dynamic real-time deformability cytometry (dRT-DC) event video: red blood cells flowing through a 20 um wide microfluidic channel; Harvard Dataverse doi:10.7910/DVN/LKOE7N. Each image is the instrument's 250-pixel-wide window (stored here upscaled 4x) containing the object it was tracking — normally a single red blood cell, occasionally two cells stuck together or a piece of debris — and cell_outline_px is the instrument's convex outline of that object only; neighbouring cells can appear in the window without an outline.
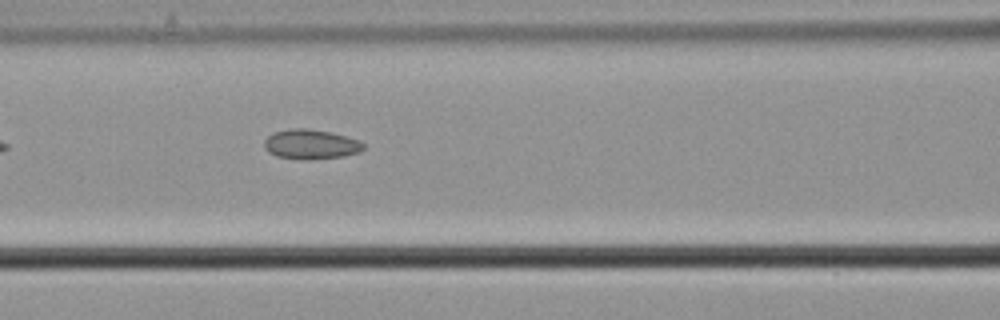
{"species": "common noctule bat (a hibernating species)", "species_latin": "Nyctalus noctula", "temperature_condition": "cold", "stored_images_in_passage": 7, "camera_frame_rate_fps": 3000, "um_per_image_px": 0.085, "animal": {"sex": "male", "body_mass_g": 21.5, "forearm_length_mm": 52.0}, "frame": {"image": 1, "passage_image": 7, "time_ms": 2.0, "image_size_px": [1000, 320], "cell_outline_px": [[364, 148], [360, 152], [344, 156], [276, 156], [268, 152], [264, 148], [264, 140], [272, 132], [288, 128], [308, 128], [332, 132], [360, 140], [364, 144]], "centroid_in_image_um": [26.42, 12.18], "position_along_channel_um": 140.2, "area_um2": 16.47}}